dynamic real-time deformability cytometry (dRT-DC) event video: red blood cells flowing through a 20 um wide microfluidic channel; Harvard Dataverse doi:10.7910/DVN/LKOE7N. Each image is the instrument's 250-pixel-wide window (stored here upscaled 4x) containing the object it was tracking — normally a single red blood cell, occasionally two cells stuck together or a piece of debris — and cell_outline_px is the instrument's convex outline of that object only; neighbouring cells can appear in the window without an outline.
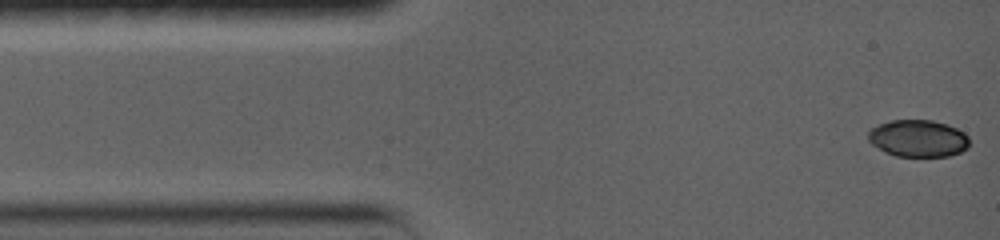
{"species": "common noctule bat (a hibernating species)", "species_latin": "Nyctalus noctula", "temperature_condition": "warm", "stored_images_in_passage": 50, "camera_frame_rate_fps": 5000, "um_per_image_px": 0.085, "animal": {"sex": "female", "body_mass_g": 19.0, "forearm_length_mm": 56.7}, "frame": {"image": 1, "passage_image": 1, "time_ms": 0.0, "image_size_px": [1000, 240], "cell_outline_px": [[968, 148], [960, 152], [948, 156], [896, 156], [872, 144], [868, 140], [868, 132], [872, 128], [880, 124], [892, 120], [932, 120], [948, 124], [964, 132], [968, 136]], "centroid_in_image_um": [78.07, 11.75], "position_along_channel_um": 6.9, "area_um2": 21.68}}
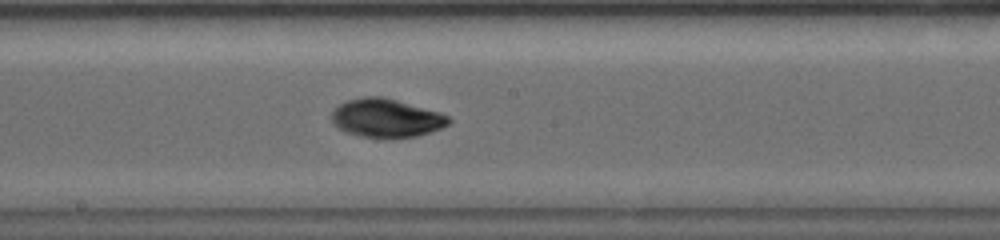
{"frame": {"image": 2, "passage_image": 22, "time_ms": 7.6, "image_size_px": [1000, 240], "cell_outline_px": [[452, 120], [448, 124], [440, 128], [416, 136], [360, 136], [348, 132], [340, 128], [332, 120], [332, 112], [340, 104], [348, 100], [364, 96], [384, 96], [440, 112], [448, 116]], "centroid_in_image_um": [32.86, 9.99], "position_along_channel_um": 215.3, "area_um2": 25.61}}
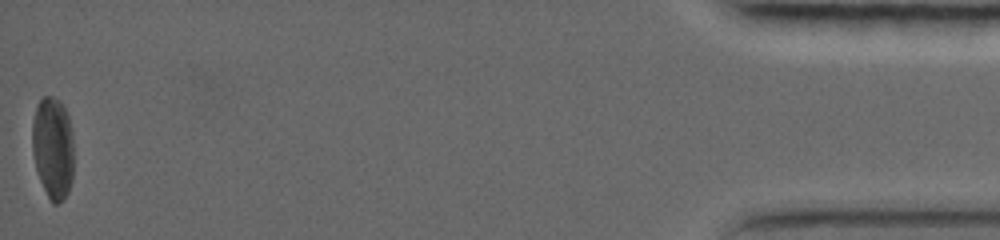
{"frame": {"image": 3, "passage_image": 50, "time_ms": 17.0, "image_size_px": [1000, 240], "cell_outline_px": [[68, 188], [64, 196], [60, 200], [52, 200], [48, 196], [36, 164], [32, 136], [32, 132], [36, 112], [40, 100], [44, 96], [48, 96], [56, 100], [60, 104], [64, 112], [68, 128]], "centroid_in_image_um": [4.39, 12.49], "position_along_channel_um": 430.8, "area_um2": 21.1}, "authors_computed_cell_mechanics": {"area_um2": 24.276, "velocity_mm_per_s": 3.7402, "shape_relaxation_time_tau1_ms": 2.7995, "shape_relaxation_time_tau2_ms": null, "deformation_change_tau1": 0.1441, "deformation_change_tau2": null}}